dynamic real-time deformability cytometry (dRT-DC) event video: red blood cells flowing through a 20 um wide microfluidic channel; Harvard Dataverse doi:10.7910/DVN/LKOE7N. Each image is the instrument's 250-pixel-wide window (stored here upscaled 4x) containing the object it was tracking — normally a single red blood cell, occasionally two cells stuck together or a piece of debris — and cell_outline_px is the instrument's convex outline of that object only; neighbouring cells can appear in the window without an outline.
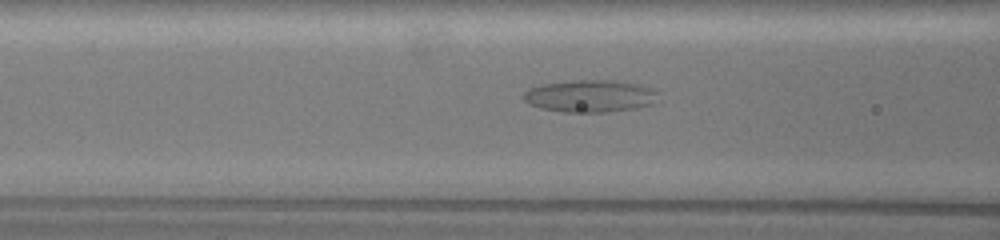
{"species": "common noctule bat (a hibernating species)", "species_latin": "Nyctalus noctula", "temperature_condition": "warm", "stored_images_in_passage": 57, "camera_frame_rate_fps": 3000, "um_per_image_px": 0.085, "animal": {"sex": "female", "body_mass_g": 19.5, "forearm_length_mm": 54.1}, "frame": {"image": 1, "passage_image": 14, "time_ms": 4.333, "image_size_px": [1000, 240], "cell_outline_px": [[656, 92], [648, 104], [632, 108], [604, 112], [564, 112], [540, 108], [528, 104], [524, 100], [524, 92], [528, 88], [544, 84], [572, 80], [612, 80], [636, 84], [648, 88]], "centroid_in_image_um": [50.01, 8.16], "position_along_channel_um": 116.6, "area_um2": 24.62}}
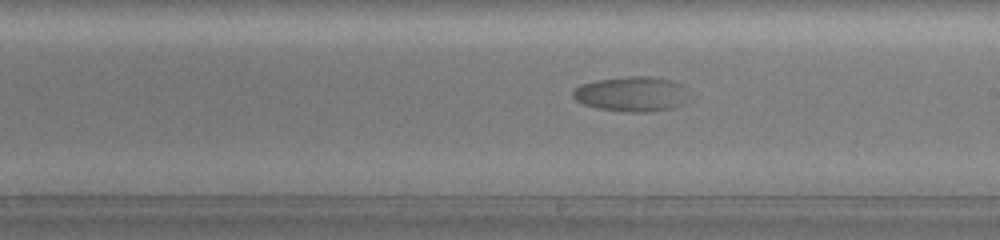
{"frame": {"image": 2, "passage_image": 27, "time_ms": 8.667, "image_size_px": [1000, 240], "cell_outline_px": [[684, 104], [672, 108], [652, 112], [628, 112], [596, 108], [584, 104], [576, 100], [572, 96], [572, 92], [580, 84], [596, 80], [628, 76], [652, 76], [672, 80], [684, 84]], "centroid_in_image_um": [53.67, 7.99], "position_along_channel_um": 235.3, "area_um2": 23.7}}
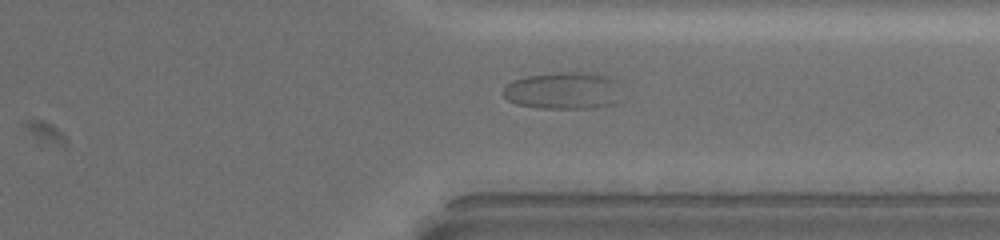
{"frame": {"image": 3, "passage_image": 41, "time_ms": 13.333, "image_size_px": [1000, 240], "cell_outline_px": [[616, 104], [592, 108], [540, 108], [516, 104], [508, 100], [504, 96], [504, 88], [512, 80], [528, 76], [560, 72], [596, 72], [612, 76], [616, 80]], "centroid_in_image_um": [47.88, 7.69], "position_along_channel_um": 363.5, "area_um2": 25.55}, "authors_computed_cell_mechanics": {"area_um2": 23.698, "velocity_mm_per_s": 2.7446, "shape_relaxation_time_tau1_ms": 2.2467, "shape_relaxation_time_tau2_ms": null, "deformation_change_tau1": 0.0816, "deformation_change_tau2": null}}